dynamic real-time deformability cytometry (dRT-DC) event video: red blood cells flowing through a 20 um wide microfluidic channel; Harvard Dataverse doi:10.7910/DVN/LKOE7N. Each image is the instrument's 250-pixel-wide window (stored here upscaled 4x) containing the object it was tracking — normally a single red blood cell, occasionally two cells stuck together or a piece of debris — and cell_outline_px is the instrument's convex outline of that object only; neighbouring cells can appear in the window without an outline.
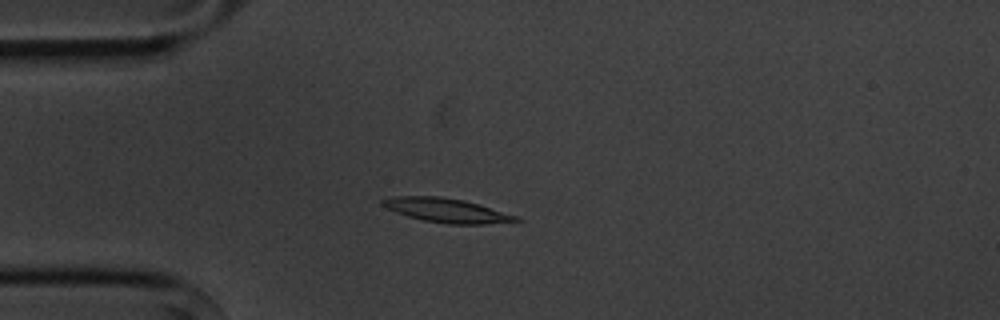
{"species": "common noctule bat (a hibernating species)", "species_latin": "Nyctalus noctula", "temperature_condition": "cold", "stored_images_in_passage": 3, "camera_frame_rate_fps": 3000, "um_per_image_px": 0.085, "animal": {"sex": "male", "body_mass_g": 20.1, "forearm_length_mm": 53.5}, "frame": {"image": 1, "passage_image": 3, "time_ms": 2.333, "image_size_px": [1000, 320], "cell_outline_px": [[524, 220], [484, 224], [448, 224], [424, 220], [408, 216], [396, 212], [380, 204], [380, 200], [392, 196], [440, 196], [464, 200], [516, 216]], "centroid_in_image_um": [37.91, 17.87], "position_along_channel_um": 47.1, "area_um2": 18.5}}